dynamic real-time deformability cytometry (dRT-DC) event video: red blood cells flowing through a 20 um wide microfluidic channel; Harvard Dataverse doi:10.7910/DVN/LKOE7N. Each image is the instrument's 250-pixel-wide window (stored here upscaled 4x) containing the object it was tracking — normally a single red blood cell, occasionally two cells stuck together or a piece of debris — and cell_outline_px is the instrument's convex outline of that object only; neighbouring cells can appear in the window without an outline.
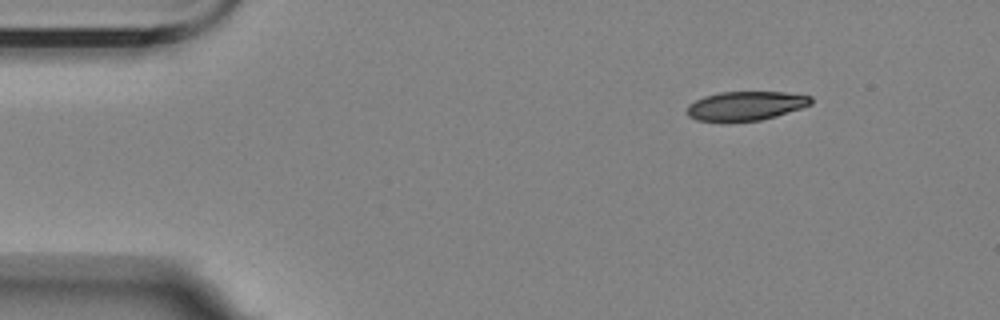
{"species": "Egyptian fruit bat (a non-hibernating species)", "species_latin": "Rousettus aegyptiacus", "temperature_condition": "room temperature", "stored_images_in_passage": 6, "camera_frame_rate_fps": 3000, "um_per_image_px": 0.085, "animal": {"sex": "female"}, "frame": {"image": 1, "passage_image": 3, "time_ms": 2.0, "image_size_px": [1000, 320], "cell_outline_px": [[812, 104], [776, 116], [760, 120], [696, 120], [688, 116], [684, 112], [688, 104], [704, 96], [720, 92], [784, 92], [812, 96]], "centroid_in_image_um": [63.37, 8.98], "position_along_channel_um": 21.6, "area_um2": 20.75}}
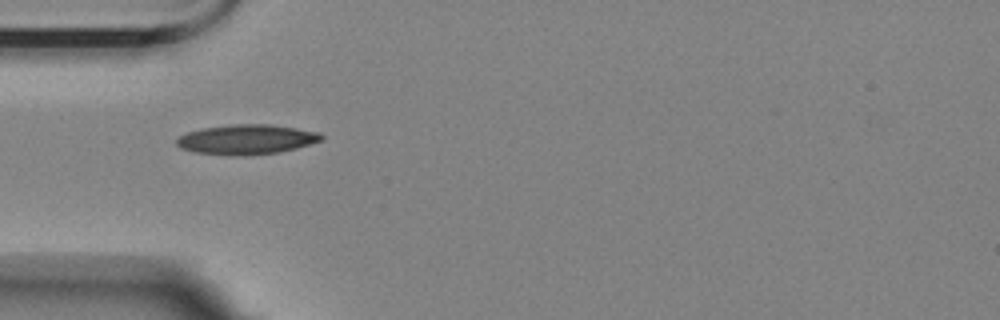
{"frame": {"image": 2, "passage_image": 5, "time_ms": 5.333, "image_size_px": [1000, 320], "cell_outline_px": [[324, 140], [296, 148], [280, 152], [240, 156], [196, 152], [180, 148], [176, 144], [176, 140], [180, 136], [188, 132], [204, 128], [236, 124], [268, 124], [296, 128], [320, 132], [324, 136]], "centroid_in_image_um": [21.01, 11.85], "position_along_channel_um": 64.0, "area_um2": 25.03}}
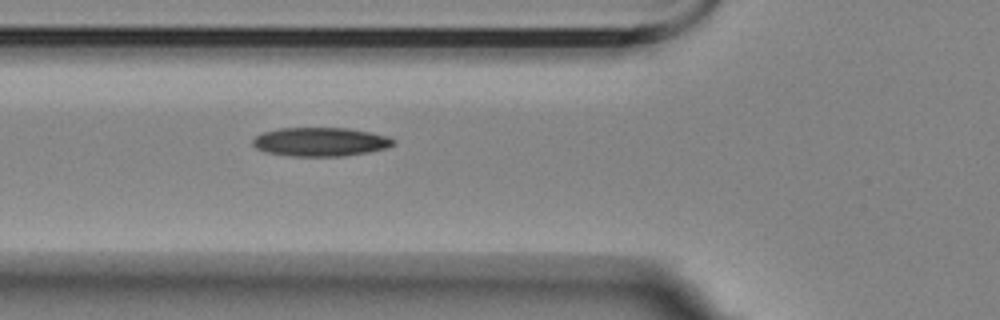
{"frame": {"image": 3, "passage_image": 6, "time_ms": 6.333, "image_size_px": [1000, 320], "cell_outline_px": [[396, 140], [392, 144], [384, 148], [368, 152], [344, 156], [292, 156], [268, 152], [256, 148], [252, 144], [252, 140], [256, 136], [264, 132], [280, 128], [348, 128], [372, 132], [388, 136]], "centroid_in_image_um": [27.24, 12.05], "position_along_channel_um": 98.6, "area_um2": 23.47}}